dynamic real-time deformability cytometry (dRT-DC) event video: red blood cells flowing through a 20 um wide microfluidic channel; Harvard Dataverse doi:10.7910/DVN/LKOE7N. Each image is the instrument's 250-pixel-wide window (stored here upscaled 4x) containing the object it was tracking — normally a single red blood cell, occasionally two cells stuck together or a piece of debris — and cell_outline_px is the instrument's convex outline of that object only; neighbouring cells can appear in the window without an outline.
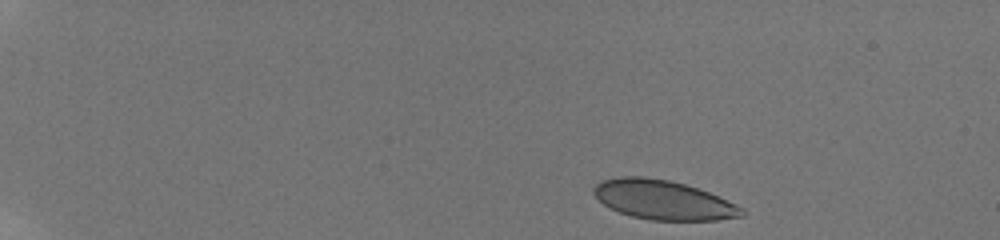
{"species": "human", "species_latin": "Homo sapiens", "temperature_condition": "room temperature", "stored_images_in_passage": 40, "camera_frame_rate_fps": 3000, "um_per_image_px": 0.085, "donor": {"sex": "male"}, "frame": {"image": 1, "passage_image": 1, "time_ms": 0.0, "image_size_px": [1000, 240], "cell_outline_px": [[744, 216], [716, 220], [652, 220], [632, 216], [620, 212], [604, 204], [592, 192], [592, 188], [600, 180], [620, 176], [644, 176], [668, 180], [684, 184], [708, 192], [744, 208]], "centroid_in_image_um": [56.35, 16.98], "position_along_channel_um": 28.7, "area_um2": 33.7}}
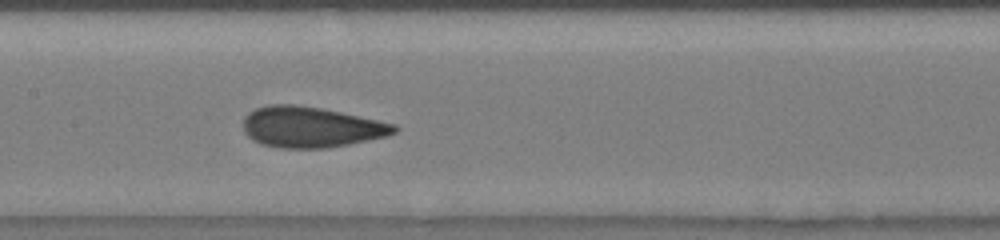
{"frame": {"image": 2, "passage_image": 20, "time_ms": 7.333, "image_size_px": [1000, 240], "cell_outline_px": [[400, 128], [396, 132], [388, 136], [328, 148], [280, 148], [260, 144], [252, 140], [244, 132], [244, 116], [248, 112], [256, 108], [268, 104], [292, 104], [320, 108], [340, 112], [396, 124]], "centroid_in_image_um": [26.42, 10.8], "position_along_channel_um": 181.0, "area_um2": 35.95}}
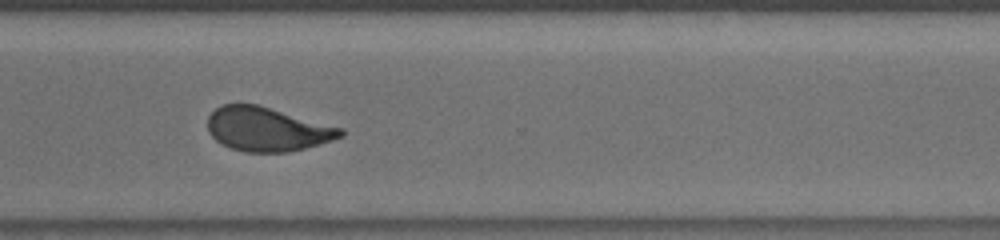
{"frame": {"image": 3, "passage_image": 30, "time_ms": 11.667, "image_size_px": [1000, 240], "cell_outline_px": [[344, 136], [320, 144], [288, 152], [244, 152], [232, 148], [216, 140], [208, 132], [208, 116], [216, 108], [224, 104], [256, 104], [344, 128]], "centroid_in_image_um": [22.73, 10.98], "position_along_channel_um": 347.9, "area_um2": 33.93}, "authors_computed_cell_mechanics": {"area_um2": 34.7089, "velocity_mm_per_s": 3.8678, "shape_relaxation_time_tau1_ms": 5.0919, "shape_relaxation_time_tau2_ms": 0.9005, "deformation_change_tau1": 0.1482, "deformation_change_tau2": 0.067}}